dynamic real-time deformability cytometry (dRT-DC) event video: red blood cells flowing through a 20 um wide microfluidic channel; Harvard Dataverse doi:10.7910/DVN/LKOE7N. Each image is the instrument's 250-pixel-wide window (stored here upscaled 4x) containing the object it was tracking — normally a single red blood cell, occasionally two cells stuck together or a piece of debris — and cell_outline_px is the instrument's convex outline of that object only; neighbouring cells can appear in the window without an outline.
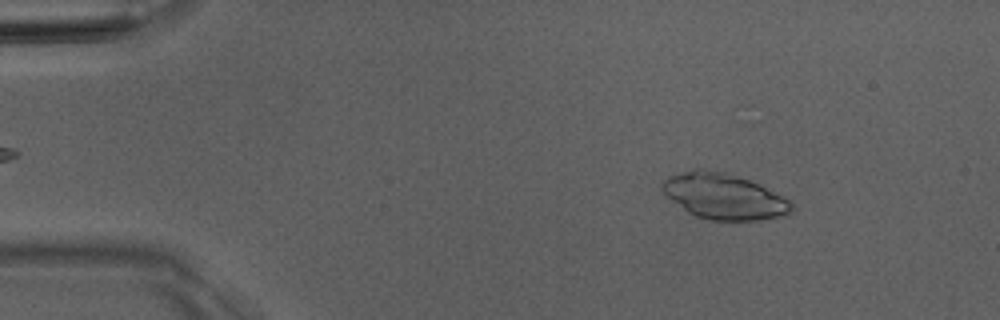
{"species": "Egyptian fruit bat (a non-hibernating species)", "species_latin": "Rousettus aegyptiacus", "temperature_condition": "room temperature", "stored_images_in_passage": 4, "camera_frame_rate_fps": 3000, "um_per_image_px": 0.085, "animal": {"sex": "male"}, "frame": {"image": 1, "passage_image": 1, "time_ms": 0.0, "image_size_px": [1000, 320], "cell_outline_px": [[792, 212], [776, 216], [756, 220], [708, 220], [696, 216], [688, 212], [672, 200], [660, 188], [660, 184], [668, 176], [692, 168], [704, 168], [724, 172], [760, 184], [788, 200], [792, 204]], "centroid_in_image_um": [61.46, 16.67], "position_along_channel_um": 23.5, "area_um2": 34.1}}